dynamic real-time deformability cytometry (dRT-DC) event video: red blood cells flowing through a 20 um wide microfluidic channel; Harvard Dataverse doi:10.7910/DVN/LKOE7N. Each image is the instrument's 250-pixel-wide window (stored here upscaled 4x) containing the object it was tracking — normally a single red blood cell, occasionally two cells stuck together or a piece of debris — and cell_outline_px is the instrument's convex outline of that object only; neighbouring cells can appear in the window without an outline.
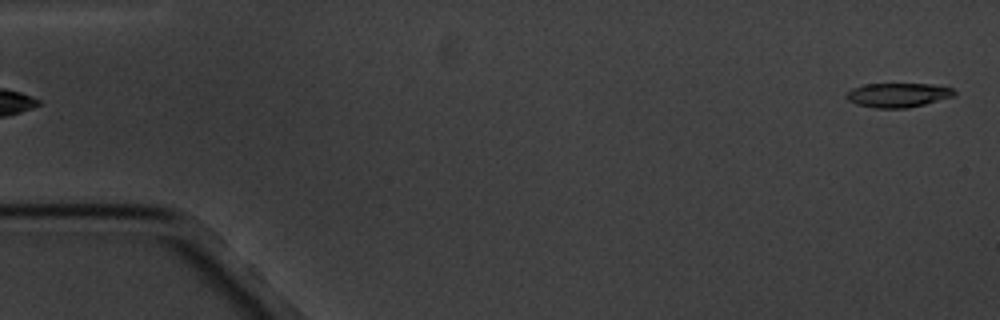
{"species": "common noctule bat (a hibernating species)", "species_latin": "Nyctalus noctula", "temperature_condition": "cold", "stored_images_in_passage": 7, "segment_of_instrument_passage": [2, 2], "camera_frame_rate_fps": 3000, "um_per_image_px": 0.085, "animal": {"sex": "male", "body_mass_g": 20.1, "forearm_length_mm": 53.5}, "frame": {"image": 1, "passage_image": 7, "time_ms": 7.667, "image_size_px": [1000, 320], "cell_outline_px": [[956, 96], [908, 108], [876, 108], [856, 104], [848, 100], [844, 96], [852, 88], [864, 84], [932, 84], [952, 88], [956, 92]], "centroid_in_image_um": [76.33, 8.08], "position_along_channel_um": 8.7, "area_um2": 15.32}}